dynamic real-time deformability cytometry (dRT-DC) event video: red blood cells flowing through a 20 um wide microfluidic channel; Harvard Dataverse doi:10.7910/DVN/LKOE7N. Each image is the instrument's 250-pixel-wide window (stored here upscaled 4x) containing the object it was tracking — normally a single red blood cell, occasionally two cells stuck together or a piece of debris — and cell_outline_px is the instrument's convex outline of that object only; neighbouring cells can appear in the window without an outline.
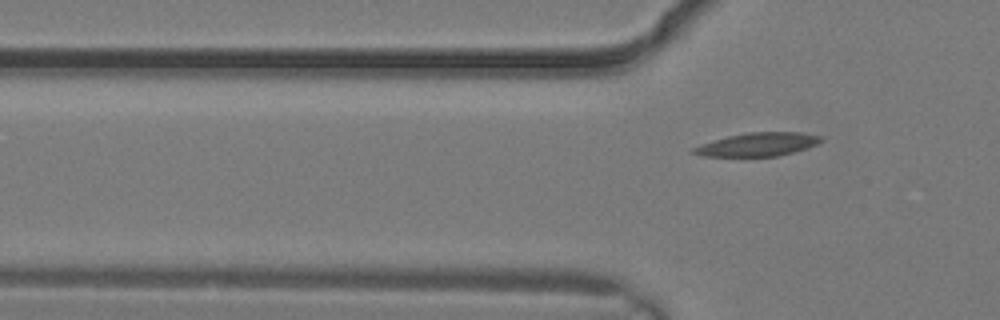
{"species": "common noctule bat (a hibernating species)", "species_latin": "Nyctalus noctula", "temperature_condition": "warm", "stored_images_in_passage": 2, "camera_frame_rate_fps": 3000, "um_per_image_px": 0.085, "animal": {"sex": "male", "body_mass_g": 19.2, "forearm_length_mm": 51.8}, "frame": {"image": 1, "passage_image": 2, "time_ms": 0.333, "image_size_px": [1000, 320], "cell_outline_px": [[824, 140], [820, 144], [808, 148], [780, 156], [704, 156], [688, 152], [692, 148], [712, 140], [728, 136], [748, 132], [800, 132], [824, 136]], "centroid_in_image_um": [64.47, 12.27], "position_along_channel_um": 61.3, "area_um2": 17.69}}